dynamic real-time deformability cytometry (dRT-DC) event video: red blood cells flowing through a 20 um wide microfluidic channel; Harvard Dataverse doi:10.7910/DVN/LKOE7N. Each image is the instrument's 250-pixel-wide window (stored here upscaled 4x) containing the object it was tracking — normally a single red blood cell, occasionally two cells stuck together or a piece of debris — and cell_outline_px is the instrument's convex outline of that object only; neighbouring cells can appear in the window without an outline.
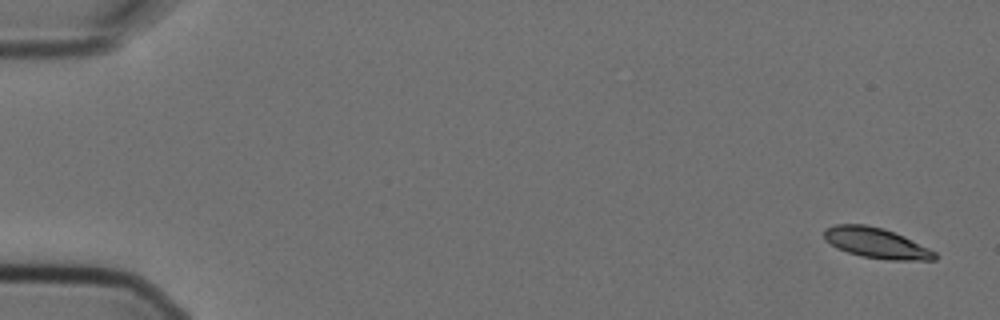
{"species": "Egyptian fruit bat (a non-hibernating species)", "species_latin": "Rousettus aegyptiacus", "temperature_condition": "cold", "stored_images_in_passage": 11, "camera_frame_rate_fps": 3000, "um_per_image_px": 0.085, "animal": {"sex": "female"}, "frame": {"image": 1, "passage_image": 1, "time_ms": 0.0, "image_size_px": [1000, 320], "cell_outline_px": [[936, 260], [888, 260], [864, 256], [848, 252], [836, 248], [824, 240], [824, 228], [832, 224], [864, 224], [884, 228], [904, 236], [936, 252]], "centroid_in_image_um": [74.44, 20.64], "position_along_channel_um": 10.6, "area_um2": 19.65}}
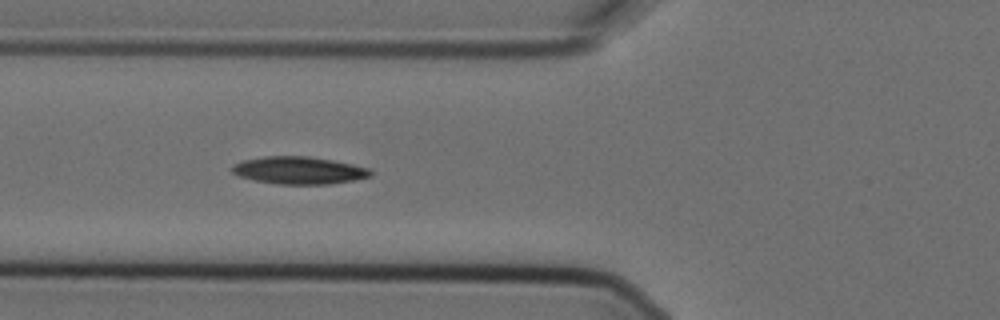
{"frame": {"image": 2, "passage_image": 5, "time_ms": 1.333, "image_size_px": [1000, 320], "cell_outline_px": [[372, 176], [352, 180], [328, 184], [276, 184], [252, 180], [240, 176], [232, 172], [232, 164], [240, 160], [264, 156], [308, 156], [332, 160], [352, 164], [368, 168], [372, 172]], "centroid_in_image_um": [25.36, 14.47], "position_along_channel_um": 100.4, "area_um2": 22.2}}
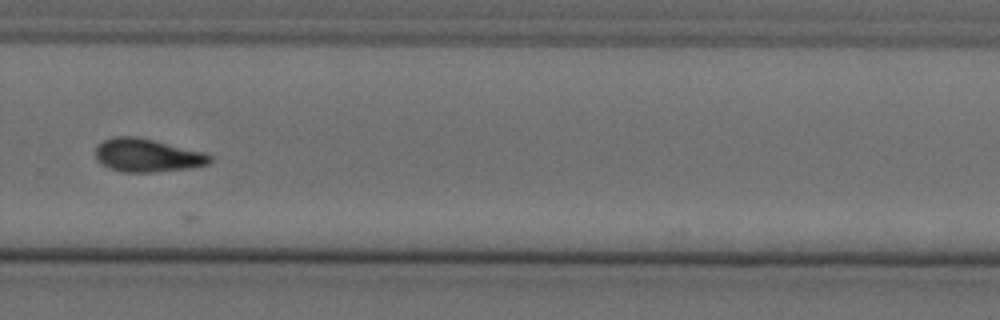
{"frame": {"image": 3, "passage_image": 10, "time_ms": 3.0, "image_size_px": [1000, 320], "cell_outline_px": [[212, 160], [208, 164], [192, 168], [152, 172], [120, 172], [108, 168], [96, 160], [96, 144], [104, 140], [116, 136], [136, 136], [204, 152], [212, 156]], "centroid_in_image_um": [12.49, 13.21], "position_along_channel_um": 317.3, "area_um2": 22.25}}